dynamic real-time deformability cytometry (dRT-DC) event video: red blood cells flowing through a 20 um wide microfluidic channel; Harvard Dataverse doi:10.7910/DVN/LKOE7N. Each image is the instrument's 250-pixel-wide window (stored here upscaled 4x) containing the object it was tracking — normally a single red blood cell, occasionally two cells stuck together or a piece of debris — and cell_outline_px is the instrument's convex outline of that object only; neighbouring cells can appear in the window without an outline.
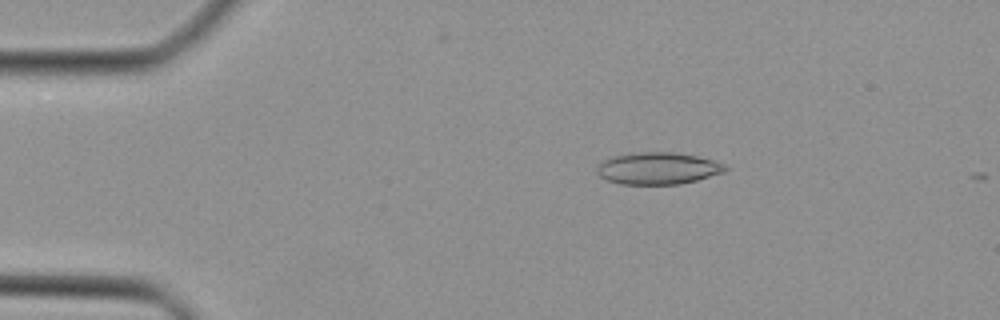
{"species": "Egyptian fruit bat (a non-hibernating species)", "species_latin": "Rousettus aegyptiacus", "temperature_condition": "cold", "stored_images_in_passage": 8, "camera_frame_rate_fps": 3000, "um_per_image_px": 0.085, "animal": {"sex": "female"}, "frame": {"image": 1, "passage_image": 7, "time_ms": 2.0, "image_size_px": [1000, 320], "cell_outline_px": [[728, 168], [724, 172], [696, 180], [680, 184], [620, 184], [608, 180], [600, 176], [596, 172], [596, 168], [604, 160], [612, 156], [640, 152], [672, 152], [696, 156], [712, 160], [724, 164]], "centroid_in_image_um": [55.91, 14.31], "position_along_channel_um": 29.1, "area_um2": 23.7}}